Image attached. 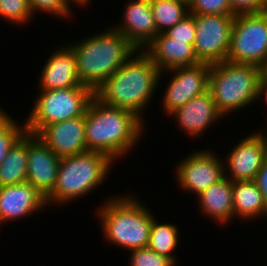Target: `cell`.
<instances>
[{
  "label": "cell",
  "instance_id": "obj_35",
  "mask_svg": "<svg viewBox=\"0 0 267 266\" xmlns=\"http://www.w3.org/2000/svg\"><path fill=\"white\" fill-rule=\"evenodd\" d=\"M265 120L267 122V119H265ZM266 125H267V123H266ZM265 128H266V130H265ZM265 128L262 129V127H261V129H257L258 131L256 130V132L262 137V140H263L264 145H265L266 153H267V126Z\"/></svg>",
  "mask_w": 267,
  "mask_h": 266
},
{
  "label": "cell",
  "instance_id": "obj_30",
  "mask_svg": "<svg viewBox=\"0 0 267 266\" xmlns=\"http://www.w3.org/2000/svg\"><path fill=\"white\" fill-rule=\"evenodd\" d=\"M164 33L173 39L186 41L187 44L194 45L196 37L194 17L188 14L184 19L167 29Z\"/></svg>",
  "mask_w": 267,
  "mask_h": 266
},
{
  "label": "cell",
  "instance_id": "obj_34",
  "mask_svg": "<svg viewBox=\"0 0 267 266\" xmlns=\"http://www.w3.org/2000/svg\"><path fill=\"white\" fill-rule=\"evenodd\" d=\"M91 1V2H90ZM69 2L71 3V4H74V6H76L77 8H78V6H79V8H88V6H90L91 7V4H92V0H69ZM90 4V5H89ZM78 5V6H77Z\"/></svg>",
  "mask_w": 267,
  "mask_h": 266
},
{
  "label": "cell",
  "instance_id": "obj_32",
  "mask_svg": "<svg viewBox=\"0 0 267 266\" xmlns=\"http://www.w3.org/2000/svg\"><path fill=\"white\" fill-rule=\"evenodd\" d=\"M254 181L261 191L267 207V158L264 160Z\"/></svg>",
  "mask_w": 267,
  "mask_h": 266
},
{
  "label": "cell",
  "instance_id": "obj_37",
  "mask_svg": "<svg viewBox=\"0 0 267 266\" xmlns=\"http://www.w3.org/2000/svg\"><path fill=\"white\" fill-rule=\"evenodd\" d=\"M177 1L183 2V3L187 4V5H189L190 2H191V0H177Z\"/></svg>",
  "mask_w": 267,
  "mask_h": 266
},
{
  "label": "cell",
  "instance_id": "obj_13",
  "mask_svg": "<svg viewBox=\"0 0 267 266\" xmlns=\"http://www.w3.org/2000/svg\"><path fill=\"white\" fill-rule=\"evenodd\" d=\"M168 117L173 118L178 131L185 133L188 138L201 140L212 125L226 118L218 111L212 93L208 90L204 94L191 98L185 105L180 106ZM190 136V137H189Z\"/></svg>",
  "mask_w": 267,
  "mask_h": 266
},
{
  "label": "cell",
  "instance_id": "obj_31",
  "mask_svg": "<svg viewBox=\"0 0 267 266\" xmlns=\"http://www.w3.org/2000/svg\"><path fill=\"white\" fill-rule=\"evenodd\" d=\"M229 3L235 15L261 13L267 10L259 0H229Z\"/></svg>",
  "mask_w": 267,
  "mask_h": 266
},
{
  "label": "cell",
  "instance_id": "obj_8",
  "mask_svg": "<svg viewBox=\"0 0 267 266\" xmlns=\"http://www.w3.org/2000/svg\"><path fill=\"white\" fill-rule=\"evenodd\" d=\"M267 58V10L235 15L227 60L261 67Z\"/></svg>",
  "mask_w": 267,
  "mask_h": 266
},
{
  "label": "cell",
  "instance_id": "obj_36",
  "mask_svg": "<svg viewBox=\"0 0 267 266\" xmlns=\"http://www.w3.org/2000/svg\"><path fill=\"white\" fill-rule=\"evenodd\" d=\"M261 78L267 80V58L264 64L261 66Z\"/></svg>",
  "mask_w": 267,
  "mask_h": 266
},
{
  "label": "cell",
  "instance_id": "obj_1",
  "mask_svg": "<svg viewBox=\"0 0 267 266\" xmlns=\"http://www.w3.org/2000/svg\"><path fill=\"white\" fill-rule=\"evenodd\" d=\"M161 71L143 50L134 54L98 89L94 96L108 106L132 112L145 125L144 113L163 78ZM160 83V84H159ZM158 90V91H157Z\"/></svg>",
  "mask_w": 267,
  "mask_h": 266
},
{
  "label": "cell",
  "instance_id": "obj_21",
  "mask_svg": "<svg viewBox=\"0 0 267 266\" xmlns=\"http://www.w3.org/2000/svg\"><path fill=\"white\" fill-rule=\"evenodd\" d=\"M234 220L249 222L267 219V207L263 195L254 180L232 182ZM267 221V220H266Z\"/></svg>",
  "mask_w": 267,
  "mask_h": 266
},
{
  "label": "cell",
  "instance_id": "obj_2",
  "mask_svg": "<svg viewBox=\"0 0 267 266\" xmlns=\"http://www.w3.org/2000/svg\"><path fill=\"white\" fill-rule=\"evenodd\" d=\"M146 128L132 112L108 106L94 96L85 113L87 151L104 153L118 162L128 153H134Z\"/></svg>",
  "mask_w": 267,
  "mask_h": 266
},
{
  "label": "cell",
  "instance_id": "obj_22",
  "mask_svg": "<svg viewBox=\"0 0 267 266\" xmlns=\"http://www.w3.org/2000/svg\"><path fill=\"white\" fill-rule=\"evenodd\" d=\"M27 158L28 132H25L0 164V187L26 182Z\"/></svg>",
  "mask_w": 267,
  "mask_h": 266
},
{
  "label": "cell",
  "instance_id": "obj_16",
  "mask_svg": "<svg viewBox=\"0 0 267 266\" xmlns=\"http://www.w3.org/2000/svg\"><path fill=\"white\" fill-rule=\"evenodd\" d=\"M124 6L121 21L113 28L121 32L137 50H143L158 34L150 0H128Z\"/></svg>",
  "mask_w": 267,
  "mask_h": 266
},
{
  "label": "cell",
  "instance_id": "obj_38",
  "mask_svg": "<svg viewBox=\"0 0 267 266\" xmlns=\"http://www.w3.org/2000/svg\"><path fill=\"white\" fill-rule=\"evenodd\" d=\"M267 8V0H259Z\"/></svg>",
  "mask_w": 267,
  "mask_h": 266
},
{
  "label": "cell",
  "instance_id": "obj_4",
  "mask_svg": "<svg viewBox=\"0 0 267 266\" xmlns=\"http://www.w3.org/2000/svg\"><path fill=\"white\" fill-rule=\"evenodd\" d=\"M67 43L75 53L82 85L98 89L137 49L112 26Z\"/></svg>",
  "mask_w": 267,
  "mask_h": 266
},
{
  "label": "cell",
  "instance_id": "obj_9",
  "mask_svg": "<svg viewBox=\"0 0 267 266\" xmlns=\"http://www.w3.org/2000/svg\"><path fill=\"white\" fill-rule=\"evenodd\" d=\"M175 165L173 175L178 188L197 197L225 177L221 154L211 149L191 150Z\"/></svg>",
  "mask_w": 267,
  "mask_h": 266
},
{
  "label": "cell",
  "instance_id": "obj_7",
  "mask_svg": "<svg viewBox=\"0 0 267 266\" xmlns=\"http://www.w3.org/2000/svg\"><path fill=\"white\" fill-rule=\"evenodd\" d=\"M24 118L26 132L37 135L45 126L85 115L94 91L87 86L39 90Z\"/></svg>",
  "mask_w": 267,
  "mask_h": 266
},
{
  "label": "cell",
  "instance_id": "obj_29",
  "mask_svg": "<svg viewBox=\"0 0 267 266\" xmlns=\"http://www.w3.org/2000/svg\"><path fill=\"white\" fill-rule=\"evenodd\" d=\"M190 14L235 15L229 0H191Z\"/></svg>",
  "mask_w": 267,
  "mask_h": 266
},
{
  "label": "cell",
  "instance_id": "obj_18",
  "mask_svg": "<svg viewBox=\"0 0 267 266\" xmlns=\"http://www.w3.org/2000/svg\"><path fill=\"white\" fill-rule=\"evenodd\" d=\"M37 135L59 158L87 151L85 115L47 125Z\"/></svg>",
  "mask_w": 267,
  "mask_h": 266
},
{
  "label": "cell",
  "instance_id": "obj_20",
  "mask_svg": "<svg viewBox=\"0 0 267 266\" xmlns=\"http://www.w3.org/2000/svg\"><path fill=\"white\" fill-rule=\"evenodd\" d=\"M196 198L195 201H198L197 205L199 206L197 209L208 220H213L223 228L227 226L225 224L234 222L232 181L228 178L224 177L216 184L211 185Z\"/></svg>",
  "mask_w": 267,
  "mask_h": 266
},
{
  "label": "cell",
  "instance_id": "obj_15",
  "mask_svg": "<svg viewBox=\"0 0 267 266\" xmlns=\"http://www.w3.org/2000/svg\"><path fill=\"white\" fill-rule=\"evenodd\" d=\"M60 159L38 135L28 133L26 181L45 198L55 186Z\"/></svg>",
  "mask_w": 267,
  "mask_h": 266
},
{
  "label": "cell",
  "instance_id": "obj_3",
  "mask_svg": "<svg viewBox=\"0 0 267 266\" xmlns=\"http://www.w3.org/2000/svg\"><path fill=\"white\" fill-rule=\"evenodd\" d=\"M100 206L94 212L106 244L108 242V245L124 251L148 246L150 228L156 214L151 212L145 202L128 192L109 196Z\"/></svg>",
  "mask_w": 267,
  "mask_h": 266
},
{
  "label": "cell",
  "instance_id": "obj_10",
  "mask_svg": "<svg viewBox=\"0 0 267 266\" xmlns=\"http://www.w3.org/2000/svg\"><path fill=\"white\" fill-rule=\"evenodd\" d=\"M191 15L196 27L193 47L198 61L213 65L227 60L235 15Z\"/></svg>",
  "mask_w": 267,
  "mask_h": 266
},
{
  "label": "cell",
  "instance_id": "obj_27",
  "mask_svg": "<svg viewBox=\"0 0 267 266\" xmlns=\"http://www.w3.org/2000/svg\"><path fill=\"white\" fill-rule=\"evenodd\" d=\"M31 11L33 12L34 17L41 14H46V16H50L54 18L58 17L61 19H71L75 14L72 4L69 0H28ZM39 12V13H38ZM37 13V14H36ZM36 15V16H35ZM53 15V16H52ZM56 16V17H55Z\"/></svg>",
  "mask_w": 267,
  "mask_h": 266
},
{
  "label": "cell",
  "instance_id": "obj_24",
  "mask_svg": "<svg viewBox=\"0 0 267 266\" xmlns=\"http://www.w3.org/2000/svg\"><path fill=\"white\" fill-rule=\"evenodd\" d=\"M150 4L158 33L165 32L190 14L189 6L177 0H150Z\"/></svg>",
  "mask_w": 267,
  "mask_h": 266
},
{
  "label": "cell",
  "instance_id": "obj_12",
  "mask_svg": "<svg viewBox=\"0 0 267 266\" xmlns=\"http://www.w3.org/2000/svg\"><path fill=\"white\" fill-rule=\"evenodd\" d=\"M242 138L236 141V145H232V149L223 158L225 177L232 182L255 180L267 158L262 137L256 131L249 132V135Z\"/></svg>",
  "mask_w": 267,
  "mask_h": 266
},
{
  "label": "cell",
  "instance_id": "obj_17",
  "mask_svg": "<svg viewBox=\"0 0 267 266\" xmlns=\"http://www.w3.org/2000/svg\"><path fill=\"white\" fill-rule=\"evenodd\" d=\"M54 50L41 67L38 90L84 86L78 77L76 56L72 48L62 43Z\"/></svg>",
  "mask_w": 267,
  "mask_h": 266
},
{
  "label": "cell",
  "instance_id": "obj_6",
  "mask_svg": "<svg viewBox=\"0 0 267 266\" xmlns=\"http://www.w3.org/2000/svg\"><path fill=\"white\" fill-rule=\"evenodd\" d=\"M261 67L228 60L210 65L208 90L225 117L257 103Z\"/></svg>",
  "mask_w": 267,
  "mask_h": 266
},
{
  "label": "cell",
  "instance_id": "obj_5",
  "mask_svg": "<svg viewBox=\"0 0 267 266\" xmlns=\"http://www.w3.org/2000/svg\"><path fill=\"white\" fill-rule=\"evenodd\" d=\"M113 164L106 154L94 151L61 158L55 186L45 198L47 208L61 209L59 207L89 196L107 182Z\"/></svg>",
  "mask_w": 267,
  "mask_h": 266
},
{
  "label": "cell",
  "instance_id": "obj_28",
  "mask_svg": "<svg viewBox=\"0 0 267 266\" xmlns=\"http://www.w3.org/2000/svg\"><path fill=\"white\" fill-rule=\"evenodd\" d=\"M129 266H177L170 258L145 247L129 251Z\"/></svg>",
  "mask_w": 267,
  "mask_h": 266
},
{
  "label": "cell",
  "instance_id": "obj_19",
  "mask_svg": "<svg viewBox=\"0 0 267 266\" xmlns=\"http://www.w3.org/2000/svg\"><path fill=\"white\" fill-rule=\"evenodd\" d=\"M143 51L161 72L200 63L193 45L187 44L186 41L173 39L164 32L158 33Z\"/></svg>",
  "mask_w": 267,
  "mask_h": 266
},
{
  "label": "cell",
  "instance_id": "obj_26",
  "mask_svg": "<svg viewBox=\"0 0 267 266\" xmlns=\"http://www.w3.org/2000/svg\"><path fill=\"white\" fill-rule=\"evenodd\" d=\"M33 12L31 11L28 0H0V19L9 24L20 26L27 25L33 21Z\"/></svg>",
  "mask_w": 267,
  "mask_h": 266
},
{
  "label": "cell",
  "instance_id": "obj_23",
  "mask_svg": "<svg viewBox=\"0 0 267 266\" xmlns=\"http://www.w3.org/2000/svg\"><path fill=\"white\" fill-rule=\"evenodd\" d=\"M177 224L159 222L156 216L153 218L152 225L150 228V238L148 248L160 255L167 256L176 265L178 257L174 255L177 252L178 246H180V232Z\"/></svg>",
  "mask_w": 267,
  "mask_h": 266
},
{
  "label": "cell",
  "instance_id": "obj_14",
  "mask_svg": "<svg viewBox=\"0 0 267 266\" xmlns=\"http://www.w3.org/2000/svg\"><path fill=\"white\" fill-rule=\"evenodd\" d=\"M45 207V197L27 181L0 187V230L3 224L27 219Z\"/></svg>",
  "mask_w": 267,
  "mask_h": 266
},
{
  "label": "cell",
  "instance_id": "obj_33",
  "mask_svg": "<svg viewBox=\"0 0 267 266\" xmlns=\"http://www.w3.org/2000/svg\"><path fill=\"white\" fill-rule=\"evenodd\" d=\"M260 100H261V102H263L265 104V106L267 108V80L262 79V78L260 79V82H259L257 102L260 103ZM265 117H267V116H265Z\"/></svg>",
  "mask_w": 267,
  "mask_h": 266
},
{
  "label": "cell",
  "instance_id": "obj_25",
  "mask_svg": "<svg viewBox=\"0 0 267 266\" xmlns=\"http://www.w3.org/2000/svg\"><path fill=\"white\" fill-rule=\"evenodd\" d=\"M0 106V164L6 158L11 147L26 132L25 121L14 119ZM24 121V122H23Z\"/></svg>",
  "mask_w": 267,
  "mask_h": 266
},
{
  "label": "cell",
  "instance_id": "obj_11",
  "mask_svg": "<svg viewBox=\"0 0 267 266\" xmlns=\"http://www.w3.org/2000/svg\"><path fill=\"white\" fill-rule=\"evenodd\" d=\"M210 65L198 63L192 66L177 67L160 73L159 78L169 74L167 86L163 87L160 106L168 116L191 98L208 91ZM168 73V74H167ZM165 74V75H164ZM165 91V92H164Z\"/></svg>",
  "mask_w": 267,
  "mask_h": 266
}]
</instances>
